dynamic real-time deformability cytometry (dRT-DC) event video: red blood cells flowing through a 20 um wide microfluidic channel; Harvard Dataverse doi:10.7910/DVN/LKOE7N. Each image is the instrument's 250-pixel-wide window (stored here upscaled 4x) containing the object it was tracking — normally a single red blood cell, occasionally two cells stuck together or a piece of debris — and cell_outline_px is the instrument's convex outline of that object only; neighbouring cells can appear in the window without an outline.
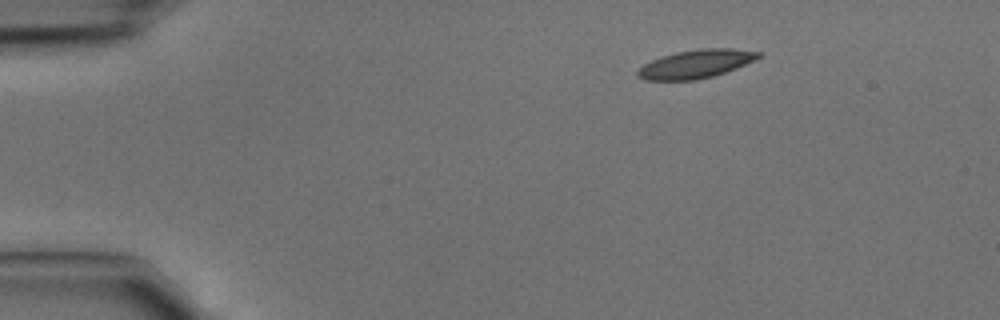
{"species": "common noctule bat (a hibernating species)", "species_latin": "Nyctalus noctula", "temperature_condition": "cold", "stored_images_in_passage": 39, "camera_frame_rate_fps": 3000, "um_per_image_px": 0.085, "animal": {"sex": "male", "body_mass_g": 15.6}, "frame": {"image": 1, "passage_image": 1, "time_ms": 0.0, "image_size_px": [1000, 320], "cell_outline_px": [[760, 56], [736, 68], [712, 76], [696, 80], [644, 80], [636, 76], [636, 72], [644, 64], [660, 56], [676, 52], [700, 48], [732, 48], [760, 52]], "centroid_in_image_um": [59.09, 5.43], "position_along_channel_um": 25.9, "area_um2": 19.83}}
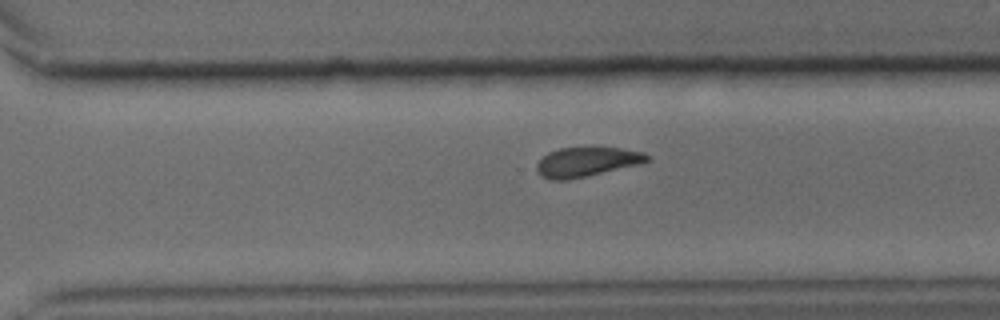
{"frame": {"image": 2, "passage_image": 26, "time_ms": 8.333, "image_size_px": [1000, 320], "cell_outline_px": [[652, 160], [640, 164], [568, 180], [552, 180], [540, 176], [536, 168], [536, 164], [548, 152], [560, 148], [620, 148], [644, 152], [652, 156]], "centroid_in_image_um": [49.9, 13.76], "position_along_channel_um": 320.7, "area_um2": 18.96}}
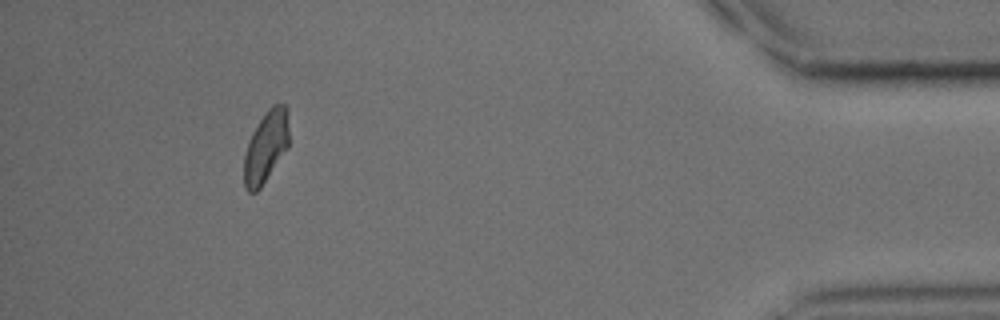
{"frame": {"image": 3, "passage_image": 36, "time_ms": 11.667, "image_size_px": [1000, 320], "cell_outline_px": [[288, 148], [260, 188], [256, 192], [248, 192], [244, 188], [244, 156], [248, 140], [252, 132], [264, 112], [272, 104], [284, 104], [288, 108]], "centroid_in_image_um": [22.6, 12.45], "position_along_channel_um": 412.6, "area_um2": 18.96}}